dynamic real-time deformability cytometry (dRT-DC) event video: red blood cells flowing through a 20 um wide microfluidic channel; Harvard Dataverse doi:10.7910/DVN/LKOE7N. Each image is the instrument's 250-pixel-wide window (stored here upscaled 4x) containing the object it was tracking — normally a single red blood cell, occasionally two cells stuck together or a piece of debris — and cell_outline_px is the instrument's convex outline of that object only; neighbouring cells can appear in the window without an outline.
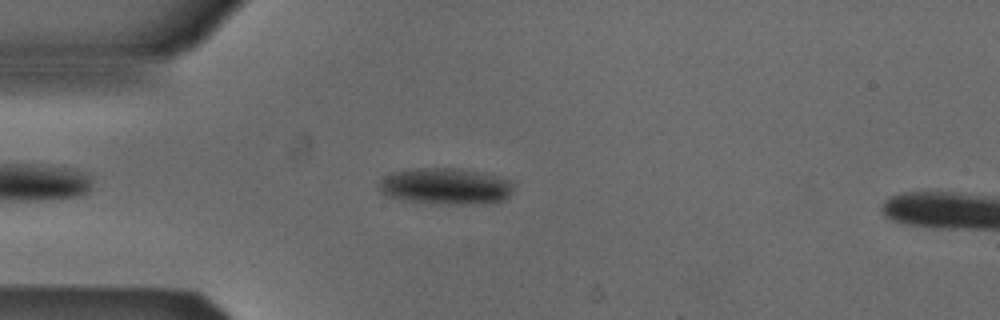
{"species": "Egyptian fruit bat (a non-hibernating species)", "species_latin": "Rousettus aegyptiacus", "temperature_condition": "cold", "stored_images_in_passage": 41, "segment_of_instrument_passage": [1, 2], "camera_frame_rate_fps": 3000, "um_per_image_px": 0.085, "animal": {"sex": "male"}, "frame": {"image": 1, "passage_image": 1, "time_ms": 0.0, "image_size_px": [1000, 320], "cell_outline_px": [[512, 192], [504, 200], [496, 204], [432, 204], [400, 200], [388, 196], [380, 192], [380, 180], [384, 176], [392, 172], [420, 168], [460, 168], [492, 172], [512, 180]], "centroid_in_image_um": [37.96, 15.83], "position_along_channel_um": 47.0, "area_um2": 29.54}}
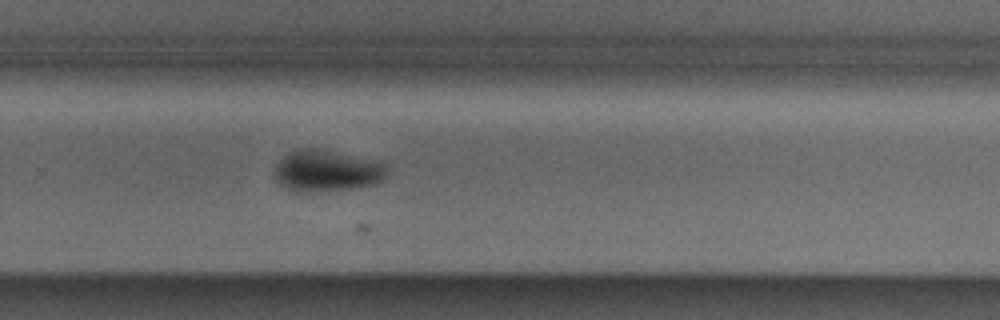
{"frame": {"image": 2, "passage_image": 22, "time_ms": 7.0, "image_size_px": [1000, 320], "cell_outline_px": [[388, 176], [380, 184], [352, 188], [300, 192], [296, 192], [280, 184], [272, 176], [272, 172], [276, 164], [288, 152], [296, 148], [320, 148], [384, 160], [388, 164]], "centroid_in_image_um": [27.86, 14.48], "position_along_channel_um": 301.9, "area_um2": 28.32}}
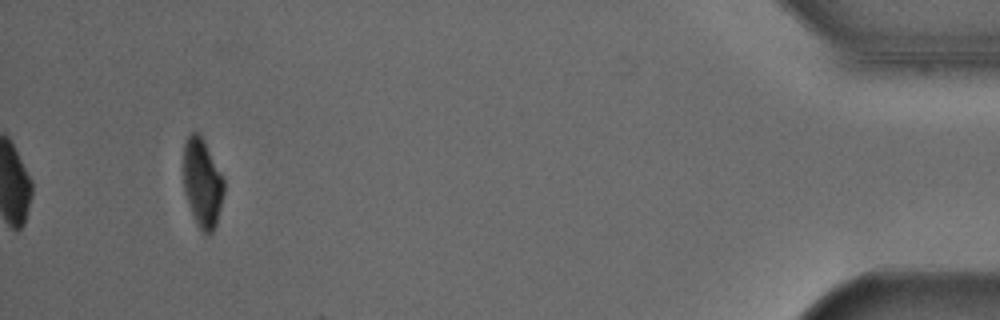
{"frame": {"image": 3, "passage_image": 37, "time_ms": 12.0, "image_size_px": [1000, 320], "cell_outline_px": [[224, 192], [216, 224], [212, 232], [208, 236], [200, 228], [188, 204], [184, 192], [184, 144], [188, 136], [192, 132], [200, 132], [224, 176]], "centroid_in_image_um": [17.21, 15.5], "position_along_channel_um": 418.0, "area_um2": 20.98}}